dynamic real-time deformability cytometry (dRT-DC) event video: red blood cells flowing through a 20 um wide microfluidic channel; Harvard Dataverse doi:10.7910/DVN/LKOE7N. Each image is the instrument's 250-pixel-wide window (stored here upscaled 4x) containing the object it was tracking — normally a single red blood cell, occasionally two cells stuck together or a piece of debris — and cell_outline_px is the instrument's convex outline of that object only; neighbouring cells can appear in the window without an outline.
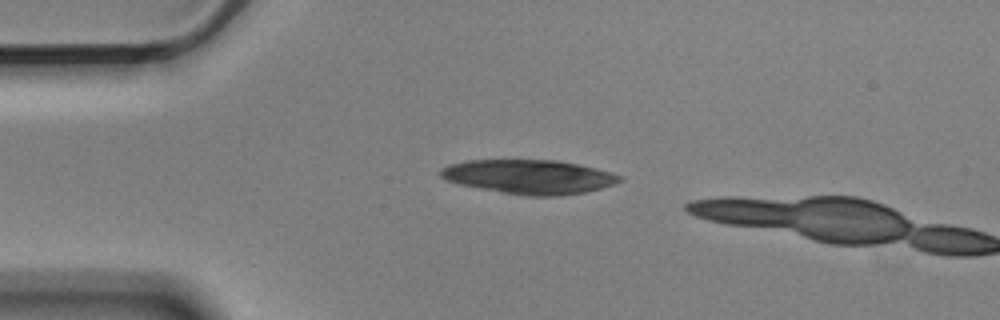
{"species": "Egyptian fruit bat (a non-hibernating species)", "species_latin": "Rousettus aegyptiacus", "temperature_condition": "cold", "stored_images_in_passage": 4, "camera_frame_rate_fps": 3000, "um_per_image_px": 0.085, "animal": {"sex": "male"}, "frame": {"image": 1, "passage_image": 3, "time_ms": 0.667, "image_size_px": [1000, 320], "cell_outline_px": [[624, 180], [600, 188], [584, 192], [560, 196], [528, 196], [480, 188], [460, 184], [444, 180], [440, 176], [440, 168], [448, 164], [468, 160], [556, 160], [596, 168], [612, 172], [620, 176]], "centroid_in_image_um": [44.95, 15.02], "position_along_channel_um": 40.1, "area_um2": 35.49}}